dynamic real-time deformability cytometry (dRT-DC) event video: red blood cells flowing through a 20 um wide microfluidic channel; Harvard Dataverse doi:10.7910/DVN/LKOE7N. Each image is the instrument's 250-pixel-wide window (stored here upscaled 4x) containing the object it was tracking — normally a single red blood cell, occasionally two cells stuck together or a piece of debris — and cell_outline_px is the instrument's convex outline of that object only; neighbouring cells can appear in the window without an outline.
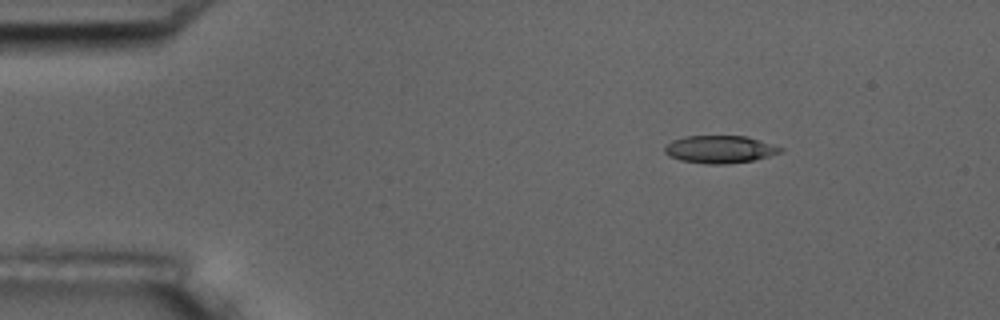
{"species": "common noctule bat (a hibernating species)", "species_latin": "Nyctalus noctula", "temperature_condition": "room temperature", "stored_images_in_passage": 4, "camera_frame_rate_fps": 3000, "um_per_image_px": 0.085, "animal": {"sex": "male", "body_mass_g": 17.5, "forearm_length_mm": 52.3}, "frame": {"image": 1, "passage_image": 1, "time_ms": 0.0, "image_size_px": [1000, 320], "cell_outline_px": [[784, 152], [752, 160], [724, 164], [708, 164], [680, 160], [668, 156], [664, 152], [664, 148], [672, 140], [684, 136], [744, 136], [784, 148]], "centroid_in_image_um": [61.16, 12.69], "position_along_channel_um": 23.8, "area_um2": 18.44}}
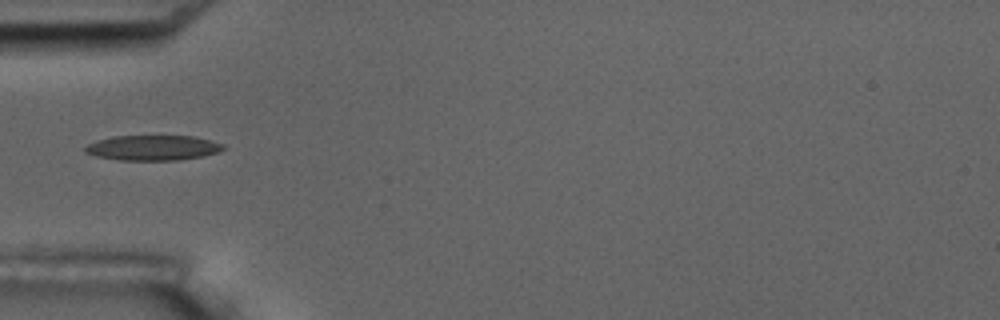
{"frame": {"image": 2, "passage_image": 3, "time_ms": 3.333, "image_size_px": [1000, 320], "cell_outline_px": [[224, 148], [220, 152], [204, 156], [176, 160], [120, 160], [96, 156], [84, 152], [84, 148], [88, 144], [96, 140], [112, 136], [192, 136], [224, 144]], "centroid_in_image_um": [12.98, 12.56], "position_along_channel_um": 72.0, "area_um2": 20.23}}